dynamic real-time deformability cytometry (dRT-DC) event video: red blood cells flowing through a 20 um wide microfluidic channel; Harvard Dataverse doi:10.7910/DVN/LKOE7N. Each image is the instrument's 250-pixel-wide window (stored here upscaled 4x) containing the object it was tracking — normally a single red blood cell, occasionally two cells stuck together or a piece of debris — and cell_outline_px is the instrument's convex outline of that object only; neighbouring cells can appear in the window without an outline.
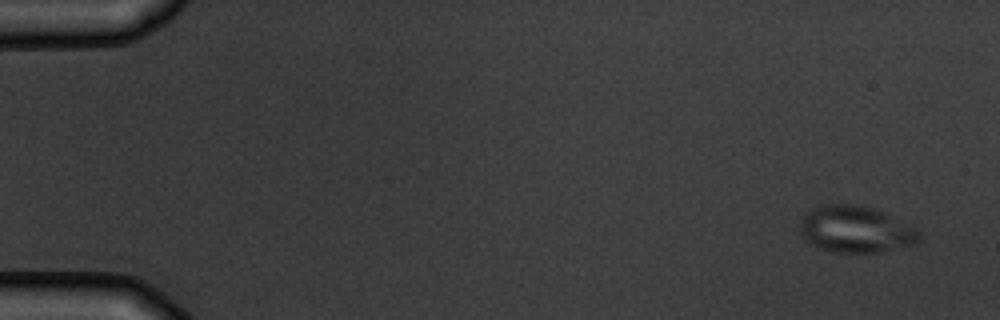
{"species": "common noctule bat (a hibernating species)", "species_latin": "Nyctalus noctula", "temperature_condition": "warm", "stored_images_in_passage": 4, "camera_frame_rate_fps": 3000, "um_per_image_px": 0.085, "animal": {"sex": "male", "body_mass_g": 19.5, "forearm_length_mm": 54.6}, "frame": {"image": 1, "passage_image": 1, "time_ms": 0.0, "image_size_px": [1000, 320], "cell_outline_px": [[920, 240], [916, 244], [880, 252], [836, 252], [820, 248], [812, 244], [800, 232], [800, 220], [808, 212], [820, 204], [852, 204], [872, 208], [884, 212], [920, 228]], "centroid_in_image_um": [72.8, 19.49], "position_along_channel_um": 12.2, "area_um2": 32.48}}